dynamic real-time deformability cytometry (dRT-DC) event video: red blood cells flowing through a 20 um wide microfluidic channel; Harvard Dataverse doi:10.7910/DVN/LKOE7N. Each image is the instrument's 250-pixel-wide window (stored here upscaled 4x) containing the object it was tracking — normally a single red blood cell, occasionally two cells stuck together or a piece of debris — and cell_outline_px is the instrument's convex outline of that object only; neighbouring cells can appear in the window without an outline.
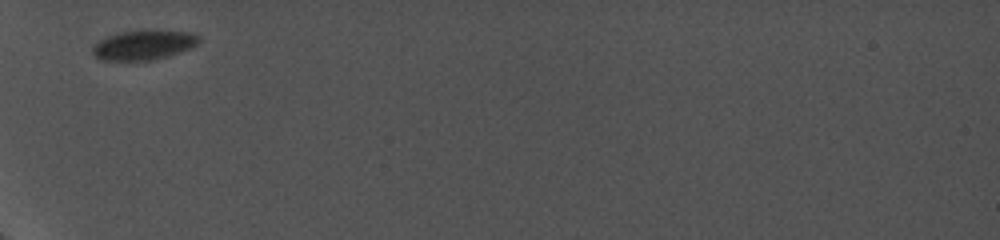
{"species": "common noctule bat (a hibernating species)", "species_latin": "Nyctalus noctula", "temperature_condition": "cold", "stored_images_in_passage": 24, "camera_frame_rate_fps": 5000, "um_per_image_px": 0.085, "animal": {"sex": "female", "body_mass_g": 19.0, "forearm_length_mm": 56.7}, "frame": {"image": 1, "passage_image": 1, "time_ms": 0.0, "image_size_px": [1000, 240], "cell_outline_px": [[200, 40], [192, 48], [168, 56], [152, 60], [100, 60], [92, 52], [92, 48], [100, 40], [116, 32], [148, 28], [152, 28], [192, 32], [200, 36]], "centroid_in_image_um": [12.26, 3.78], "position_along_channel_um": 72.7, "area_um2": 18.96}}
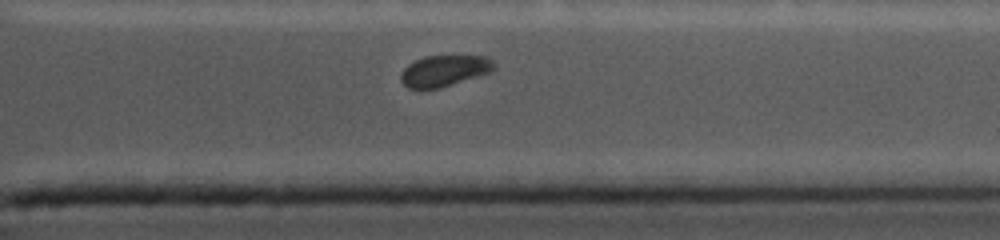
{"frame": {"image": 2, "passage_image": 20, "time_ms": 8.2, "image_size_px": [1000, 240], "cell_outline_px": [[496, 68], [492, 72], [440, 88], [408, 88], [400, 80], [400, 72], [408, 64], [424, 56], [488, 56], [496, 64]], "centroid_in_image_um": [37.79, 6.01], "position_along_channel_um": 373.6, "area_um2": 17.05}}
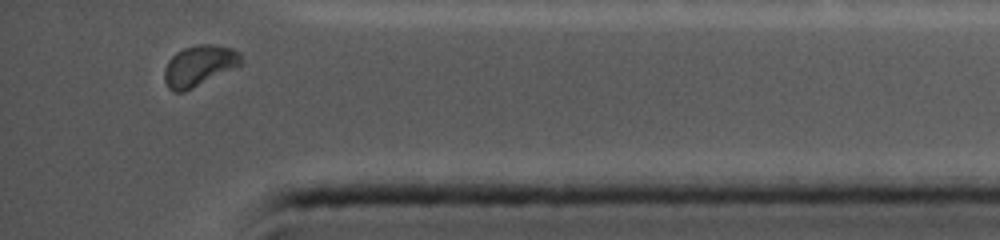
{"frame": {"image": 3, "passage_image": 23, "time_ms": 9.4, "image_size_px": [1000, 240], "cell_outline_px": [[244, 60], [240, 64], [184, 92], [176, 92], [168, 88], [164, 80], [164, 68], [168, 60], [176, 52], [184, 48], [196, 44], [212, 44], [232, 48], [240, 52]], "centroid_in_image_um": [16.9, 5.56], "position_along_channel_um": 418.3, "area_um2": 18.09}, "authors_computed_cell_mechanics": {"area_um2": 19.0451, "velocity_mm_per_s": 3.7623, "shape_relaxation_time_tau1_ms": 2.6692, "shape_relaxation_time_tau2_ms": null, "deformation_change_tau1": 0.0495, "deformation_change_tau2": null}}